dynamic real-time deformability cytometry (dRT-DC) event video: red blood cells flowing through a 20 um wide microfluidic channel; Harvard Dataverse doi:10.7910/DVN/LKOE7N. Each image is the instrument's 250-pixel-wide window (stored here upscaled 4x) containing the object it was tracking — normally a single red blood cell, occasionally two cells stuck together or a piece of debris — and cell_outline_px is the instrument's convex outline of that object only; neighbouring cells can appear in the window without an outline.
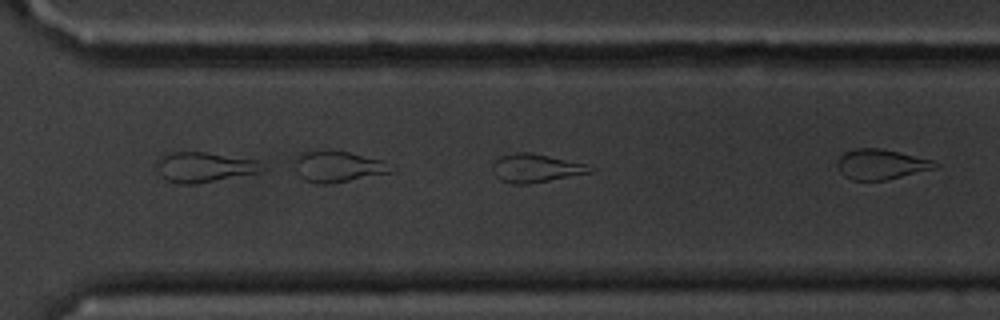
{"species": "common noctule bat (a hibernating species)", "species_latin": "Nyctalus noctula", "temperature_condition": "cold", "stored_images_in_passage": 28, "camera_frame_rate_fps": 3000, "um_per_image_px": 0.085, "animal": {"sex": "male", "body_mass_g": 20.1, "forearm_length_mm": 53.5}, "frame": {"image": 1, "passage_image": 24, "time_ms": 7.667, "image_size_px": [1000, 320], "cell_outline_px": [[592, 172], [528, 184], [512, 184], [500, 180], [496, 176], [492, 164], [500, 156], [516, 152], [532, 152], [588, 164]], "centroid_in_image_um": [45.52, 14.28], "position_along_channel_um": 325.1, "area_um2": 16.01}}